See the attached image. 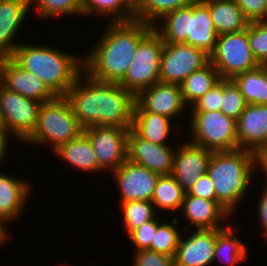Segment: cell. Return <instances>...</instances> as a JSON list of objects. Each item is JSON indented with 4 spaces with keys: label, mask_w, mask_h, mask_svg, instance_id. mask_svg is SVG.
<instances>
[{
    "label": "cell",
    "mask_w": 267,
    "mask_h": 266,
    "mask_svg": "<svg viewBox=\"0 0 267 266\" xmlns=\"http://www.w3.org/2000/svg\"><path fill=\"white\" fill-rule=\"evenodd\" d=\"M66 97L84 128L132 127L135 96L118 83L100 82L82 72Z\"/></svg>",
    "instance_id": "1"
},
{
    "label": "cell",
    "mask_w": 267,
    "mask_h": 266,
    "mask_svg": "<svg viewBox=\"0 0 267 266\" xmlns=\"http://www.w3.org/2000/svg\"><path fill=\"white\" fill-rule=\"evenodd\" d=\"M152 30L153 25L136 20L107 22L95 46L86 55L83 54V72L100 82L119 83L124 78L139 43Z\"/></svg>",
    "instance_id": "2"
},
{
    "label": "cell",
    "mask_w": 267,
    "mask_h": 266,
    "mask_svg": "<svg viewBox=\"0 0 267 266\" xmlns=\"http://www.w3.org/2000/svg\"><path fill=\"white\" fill-rule=\"evenodd\" d=\"M20 43L10 56L20 67L44 81L56 96H66L83 72V56L60 47Z\"/></svg>",
    "instance_id": "3"
},
{
    "label": "cell",
    "mask_w": 267,
    "mask_h": 266,
    "mask_svg": "<svg viewBox=\"0 0 267 266\" xmlns=\"http://www.w3.org/2000/svg\"><path fill=\"white\" fill-rule=\"evenodd\" d=\"M207 174L213 181L216 201L234 216L237 204L249 194L253 184V152L242 149L212 152Z\"/></svg>",
    "instance_id": "4"
},
{
    "label": "cell",
    "mask_w": 267,
    "mask_h": 266,
    "mask_svg": "<svg viewBox=\"0 0 267 266\" xmlns=\"http://www.w3.org/2000/svg\"><path fill=\"white\" fill-rule=\"evenodd\" d=\"M84 127L74 115L66 96H56L41 104L36 128L23 145L49 146L52 153L60 146L79 137ZM51 145V146H50Z\"/></svg>",
    "instance_id": "5"
},
{
    "label": "cell",
    "mask_w": 267,
    "mask_h": 266,
    "mask_svg": "<svg viewBox=\"0 0 267 266\" xmlns=\"http://www.w3.org/2000/svg\"><path fill=\"white\" fill-rule=\"evenodd\" d=\"M188 113L190 115H188ZM188 141L212 152L238 149L236 120L221 111H190Z\"/></svg>",
    "instance_id": "6"
},
{
    "label": "cell",
    "mask_w": 267,
    "mask_h": 266,
    "mask_svg": "<svg viewBox=\"0 0 267 266\" xmlns=\"http://www.w3.org/2000/svg\"><path fill=\"white\" fill-rule=\"evenodd\" d=\"M164 47L161 37L152 30L140 43L124 76L118 83L135 97L160 82V60Z\"/></svg>",
    "instance_id": "7"
},
{
    "label": "cell",
    "mask_w": 267,
    "mask_h": 266,
    "mask_svg": "<svg viewBox=\"0 0 267 266\" xmlns=\"http://www.w3.org/2000/svg\"><path fill=\"white\" fill-rule=\"evenodd\" d=\"M210 62L221 79H232L235 75L258 67L248 39V27L239 32L222 34L217 37Z\"/></svg>",
    "instance_id": "8"
},
{
    "label": "cell",
    "mask_w": 267,
    "mask_h": 266,
    "mask_svg": "<svg viewBox=\"0 0 267 266\" xmlns=\"http://www.w3.org/2000/svg\"><path fill=\"white\" fill-rule=\"evenodd\" d=\"M41 104L0 84V125L17 143H23L36 128Z\"/></svg>",
    "instance_id": "9"
},
{
    "label": "cell",
    "mask_w": 267,
    "mask_h": 266,
    "mask_svg": "<svg viewBox=\"0 0 267 266\" xmlns=\"http://www.w3.org/2000/svg\"><path fill=\"white\" fill-rule=\"evenodd\" d=\"M132 127L91 125L84 128L104 172L117 170L127 160V137ZM106 170V171H105Z\"/></svg>",
    "instance_id": "10"
},
{
    "label": "cell",
    "mask_w": 267,
    "mask_h": 266,
    "mask_svg": "<svg viewBox=\"0 0 267 266\" xmlns=\"http://www.w3.org/2000/svg\"><path fill=\"white\" fill-rule=\"evenodd\" d=\"M209 62L210 56L196 47L184 43H164L160 60V82L179 85Z\"/></svg>",
    "instance_id": "11"
},
{
    "label": "cell",
    "mask_w": 267,
    "mask_h": 266,
    "mask_svg": "<svg viewBox=\"0 0 267 266\" xmlns=\"http://www.w3.org/2000/svg\"><path fill=\"white\" fill-rule=\"evenodd\" d=\"M188 109L178 84L157 82L135 97L134 111L153 112L172 120Z\"/></svg>",
    "instance_id": "12"
},
{
    "label": "cell",
    "mask_w": 267,
    "mask_h": 266,
    "mask_svg": "<svg viewBox=\"0 0 267 266\" xmlns=\"http://www.w3.org/2000/svg\"><path fill=\"white\" fill-rule=\"evenodd\" d=\"M211 154L212 151L190 141L181 140V143H177L171 174L185 193L201 176L207 174Z\"/></svg>",
    "instance_id": "13"
},
{
    "label": "cell",
    "mask_w": 267,
    "mask_h": 266,
    "mask_svg": "<svg viewBox=\"0 0 267 266\" xmlns=\"http://www.w3.org/2000/svg\"><path fill=\"white\" fill-rule=\"evenodd\" d=\"M120 192V202L132 200L151 201L159 174L126 160L111 172Z\"/></svg>",
    "instance_id": "14"
},
{
    "label": "cell",
    "mask_w": 267,
    "mask_h": 266,
    "mask_svg": "<svg viewBox=\"0 0 267 266\" xmlns=\"http://www.w3.org/2000/svg\"><path fill=\"white\" fill-rule=\"evenodd\" d=\"M176 147L154 144L141 138L132 128L127 137V160L159 175H170Z\"/></svg>",
    "instance_id": "15"
},
{
    "label": "cell",
    "mask_w": 267,
    "mask_h": 266,
    "mask_svg": "<svg viewBox=\"0 0 267 266\" xmlns=\"http://www.w3.org/2000/svg\"><path fill=\"white\" fill-rule=\"evenodd\" d=\"M223 229H193L191 234L188 230L186 234L189 235L183 237L184 234H181L174 256V266L212 265L216 236Z\"/></svg>",
    "instance_id": "16"
},
{
    "label": "cell",
    "mask_w": 267,
    "mask_h": 266,
    "mask_svg": "<svg viewBox=\"0 0 267 266\" xmlns=\"http://www.w3.org/2000/svg\"><path fill=\"white\" fill-rule=\"evenodd\" d=\"M180 211L191 229H220L229 224L232 217L217 201L207 200L185 193ZM194 227V228H193Z\"/></svg>",
    "instance_id": "17"
},
{
    "label": "cell",
    "mask_w": 267,
    "mask_h": 266,
    "mask_svg": "<svg viewBox=\"0 0 267 266\" xmlns=\"http://www.w3.org/2000/svg\"><path fill=\"white\" fill-rule=\"evenodd\" d=\"M1 85L41 103L56 97L43 80L24 70L11 57H8L3 65Z\"/></svg>",
    "instance_id": "18"
},
{
    "label": "cell",
    "mask_w": 267,
    "mask_h": 266,
    "mask_svg": "<svg viewBox=\"0 0 267 266\" xmlns=\"http://www.w3.org/2000/svg\"><path fill=\"white\" fill-rule=\"evenodd\" d=\"M238 149L254 152L267 144V105L247 104L236 120Z\"/></svg>",
    "instance_id": "19"
},
{
    "label": "cell",
    "mask_w": 267,
    "mask_h": 266,
    "mask_svg": "<svg viewBox=\"0 0 267 266\" xmlns=\"http://www.w3.org/2000/svg\"><path fill=\"white\" fill-rule=\"evenodd\" d=\"M218 34L211 19L208 0H194L188 5V36L186 44L211 55L215 49Z\"/></svg>",
    "instance_id": "20"
},
{
    "label": "cell",
    "mask_w": 267,
    "mask_h": 266,
    "mask_svg": "<svg viewBox=\"0 0 267 266\" xmlns=\"http://www.w3.org/2000/svg\"><path fill=\"white\" fill-rule=\"evenodd\" d=\"M11 175L0 172V221L6 227L25 212L27 200L33 193V186L27 179Z\"/></svg>",
    "instance_id": "21"
},
{
    "label": "cell",
    "mask_w": 267,
    "mask_h": 266,
    "mask_svg": "<svg viewBox=\"0 0 267 266\" xmlns=\"http://www.w3.org/2000/svg\"><path fill=\"white\" fill-rule=\"evenodd\" d=\"M30 10V0H0V51L9 57L20 44L15 38Z\"/></svg>",
    "instance_id": "22"
},
{
    "label": "cell",
    "mask_w": 267,
    "mask_h": 266,
    "mask_svg": "<svg viewBox=\"0 0 267 266\" xmlns=\"http://www.w3.org/2000/svg\"><path fill=\"white\" fill-rule=\"evenodd\" d=\"M53 154L56 155V158L58 157L65 161L74 169H80L86 173L94 172V174L104 172L98 166L91 142L84 132L79 137L60 146Z\"/></svg>",
    "instance_id": "23"
},
{
    "label": "cell",
    "mask_w": 267,
    "mask_h": 266,
    "mask_svg": "<svg viewBox=\"0 0 267 266\" xmlns=\"http://www.w3.org/2000/svg\"><path fill=\"white\" fill-rule=\"evenodd\" d=\"M174 120L148 111H134L132 129L143 139L154 144H168Z\"/></svg>",
    "instance_id": "24"
},
{
    "label": "cell",
    "mask_w": 267,
    "mask_h": 266,
    "mask_svg": "<svg viewBox=\"0 0 267 266\" xmlns=\"http://www.w3.org/2000/svg\"><path fill=\"white\" fill-rule=\"evenodd\" d=\"M208 9L218 36L245 30L250 23L235 0H208Z\"/></svg>",
    "instance_id": "25"
},
{
    "label": "cell",
    "mask_w": 267,
    "mask_h": 266,
    "mask_svg": "<svg viewBox=\"0 0 267 266\" xmlns=\"http://www.w3.org/2000/svg\"><path fill=\"white\" fill-rule=\"evenodd\" d=\"M80 5L84 17L103 16L108 23L135 20L134 0H80Z\"/></svg>",
    "instance_id": "26"
},
{
    "label": "cell",
    "mask_w": 267,
    "mask_h": 266,
    "mask_svg": "<svg viewBox=\"0 0 267 266\" xmlns=\"http://www.w3.org/2000/svg\"><path fill=\"white\" fill-rule=\"evenodd\" d=\"M237 227L229 223L217 236L213 254V262L217 261L235 266L248 258V250L237 236ZM236 235V236H235Z\"/></svg>",
    "instance_id": "27"
},
{
    "label": "cell",
    "mask_w": 267,
    "mask_h": 266,
    "mask_svg": "<svg viewBox=\"0 0 267 266\" xmlns=\"http://www.w3.org/2000/svg\"><path fill=\"white\" fill-rule=\"evenodd\" d=\"M232 80L238 86L247 104L267 105V65L235 75Z\"/></svg>",
    "instance_id": "28"
},
{
    "label": "cell",
    "mask_w": 267,
    "mask_h": 266,
    "mask_svg": "<svg viewBox=\"0 0 267 266\" xmlns=\"http://www.w3.org/2000/svg\"><path fill=\"white\" fill-rule=\"evenodd\" d=\"M220 80L221 77L211 62L193 72L179 84L186 105L190 108Z\"/></svg>",
    "instance_id": "29"
},
{
    "label": "cell",
    "mask_w": 267,
    "mask_h": 266,
    "mask_svg": "<svg viewBox=\"0 0 267 266\" xmlns=\"http://www.w3.org/2000/svg\"><path fill=\"white\" fill-rule=\"evenodd\" d=\"M153 30L161 37L163 43L186 44L188 36V6L165 14L153 24Z\"/></svg>",
    "instance_id": "30"
},
{
    "label": "cell",
    "mask_w": 267,
    "mask_h": 266,
    "mask_svg": "<svg viewBox=\"0 0 267 266\" xmlns=\"http://www.w3.org/2000/svg\"><path fill=\"white\" fill-rule=\"evenodd\" d=\"M185 192L177 183L172 174L160 175L157 179L151 202L154 208L158 211L161 209L168 210L167 212L173 213L180 211L182 202L184 200ZM158 208V209H157Z\"/></svg>",
    "instance_id": "31"
},
{
    "label": "cell",
    "mask_w": 267,
    "mask_h": 266,
    "mask_svg": "<svg viewBox=\"0 0 267 266\" xmlns=\"http://www.w3.org/2000/svg\"><path fill=\"white\" fill-rule=\"evenodd\" d=\"M194 0H134V19L153 25L165 14L190 5Z\"/></svg>",
    "instance_id": "32"
},
{
    "label": "cell",
    "mask_w": 267,
    "mask_h": 266,
    "mask_svg": "<svg viewBox=\"0 0 267 266\" xmlns=\"http://www.w3.org/2000/svg\"><path fill=\"white\" fill-rule=\"evenodd\" d=\"M123 228L127 236L147 221L153 220L158 213L151 201L132 200L120 203Z\"/></svg>",
    "instance_id": "33"
},
{
    "label": "cell",
    "mask_w": 267,
    "mask_h": 266,
    "mask_svg": "<svg viewBox=\"0 0 267 266\" xmlns=\"http://www.w3.org/2000/svg\"><path fill=\"white\" fill-rule=\"evenodd\" d=\"M178 222L181 223L178 215L177 217L175 216V218L173 216L170 222L167 221L165 223V221L162 220L157 227L149 250L174 258L182 234L179 228H177L179 227Z\"/></svg>",
    "instance_id": "34"
},
{
    "label": "cell",
    "mask_w": 267,
    "mask_h": 266,
    "mask_svg": "<svg viewBox=\"0 0 267 266\" xmlns=\"http://www.w3.org/2000/svg\"><path fill=\"white\" fill-rule=\"evenodd\" d=\"M31 9L36 12V17L43 20L62 18L63 16H82L80 0H30Z\"/></svg>",
    "instance_id": "35"
},
{
    "label": "cell",
    "mask_w": 267,
    "mask_h": 266,
    "mask_svg": "<svg viewBox=\"0 0 267 266\" xmlns=\"http://www.w3.org/2000/svg\"><path fill=\"white\" fill-rule=\"evenodd\" d=\"M247 103L232 79H223V95L220 111L235 120L240 117Z\"/></svg>",
    "instance_id": "36"
},
{
    "label": "cell",
    "mask_w": 267,
    "mask_h": 266,
    "mask_svg": "<svg viewBox=\"0 0 267 266\" xmlns=\"http://www.w3.org/2000/svg\"><path fill=\"white\" fill-rule=\"evenodd\" d=\"M248 39L256 61L260 65H267V20L249 23Z\"/></svg>",
    "instance_id": "37"
},
{
    "label": "cell",
    "mask_w": 267,
    "mask_h": 266,
    "mask_svg": "<svg viewBox=\"0 0 267 266\" xmlns=\"http://www.w3.org/2000/svg\"><path fill=\"white\" fill-rule=\"evenodd\" d=\"M156 216L153 220L147 221L140 227L134 229L127 237L131 240V245L135 246L134 251L149 249L158 225L162 219Z\"/></svg>",
    "instance_id": "38"
},
{
    "label": "cell",
    "mask_w": 267,
    "mask_h": 266,
    "mask_svg": "<svg viewBox=\"0 0 267 266\" xmlns=\"http://www.w3.org/2000/svg\"><path fill=\"white\" fill-rule=\"evenodd\" d=\"M223 95V79L207 91L197 102H195L189 111H220V105Z\"/></svg>",
    "instance_id": "39"
},
{
    "label": "cell",
    "mask_w": 267,
    "mask_h": 266,
    "mask_svg": "<svg viewBox=\"0 0 267 266\" xmlns=\"http://www.w3.org/2000/svg\"><path fill=\"white\" fill-rule=\"evenodd\" d=\"M133 266H174V258L149 249L134 251Z\"/></svg>",
    "instance_id": "40"
},
{
    "label": "cell",
    "mask_w": 267,
    "mask_h": 266,
    "mask_svg": "<svg viewBox=\"0 0 267 266\" xmlns=\"http://www.w3.org/2000/svg\"><path fill=\"white\" fill-rule=\"evenodd\" d=\"M246 19L251 23L267 20V0H235Z\"/></svg>",
    "instance_id": "41"
},
{
    "label": "cell",
    "mask_w": 267,
    "mask_h": 266,
    "mask_svg": "<svg viewBox=\"0 0 267 266\" xmlns=\"http://www.w3.org/2000/svg\"><path fill=\"white\" fill-rule=\"evenodd\" d=\"M189 195L216 201L213 181L208 174L201 176L188 192Z\"/></svg>",
    "instance_id": "42"
},
{
    "label": "cell",
    "mask_w": 267,
    "mask_h": 266,
    "mask_svg": "<svg viewBox=\"0 0 267 266\" xmlns=\"http://www.w3.org/2000/svg\"><path fill=\"white\" fill-rule=\"evenodd\" d=\"M263 184H265L264 186H261V190H260V197H259V199H257V200H259V201H257V202H259V203H257V211H258V218H259V224H260V227H261V233H262V236H263V238L265 237L266 238V240H267V183L266 182H264Z\"/></svg>",
    "instance_id": "43"
},
{
    "label": "cell",
    "mask_w": 267,
    "mask_h": 266,
    "mask_svg": "<svg viewBox=\"0 0 267 266\" xmlns=\"http://www.w3.org/2000/svg\"><path fill=\"white\" fill-rule=\"evenodd\" d=\"M253 167L254 173L255 170L256 172H258V167H261L260 170H262L261 172H264L263 174L265 175L263 176H266L265 179L267 180V144L265 146L259 147L253 152ZM266 180L265 182L267 183Z\"/></svg>",
    "instance_id": "44"
},
{
    "label": "cell",
    "mask_w": 267,
    "mask_h": 266,
    "mask_svg": "<svg viewBox=\"0 0 267 266\" xmlns=\"http://www.w3.org/2000/svg\"><path fill=\"white\" fill-rule=\"evenodd\" d=\"M9 138L13 139L0 125V166L6 161L5 158L8 156L6 153L9 150L8 146L10 142L8 141H11Z\"/></svg>",
    "instance_id": "45"
},
{
    "label": "cell",
    "mask_w": 267,
    "mask_h": 266,
    "mask_svg": "<svg viewBox=\"0 0 267 266\" xmlns=\"http://www.w3.org/2000/svg\"><path fill=\"white\" fill-rule=\"evenodd\" d=\"M9 228L7 230V227L0 221V247L5 245L6 241H9Z\"/></svg>",
    "instance_id": "46"
},
{
    "label": "cell",
    "mask_w": 267,
    "mask_h": 266,
    "mask_svg": "<svg viewBox=\"0 0 267 266\" xmlns=\"http://www.w3.org/2000/svg\"><path fill=\"white\" fill-rule=\"evenodd\" d=\"M9 56H7L4 52L0 51V84L2 81V70H3V65L5 61L7 60Z\"/></svg>",
    "instance_id": "47"
}]
</instances>
